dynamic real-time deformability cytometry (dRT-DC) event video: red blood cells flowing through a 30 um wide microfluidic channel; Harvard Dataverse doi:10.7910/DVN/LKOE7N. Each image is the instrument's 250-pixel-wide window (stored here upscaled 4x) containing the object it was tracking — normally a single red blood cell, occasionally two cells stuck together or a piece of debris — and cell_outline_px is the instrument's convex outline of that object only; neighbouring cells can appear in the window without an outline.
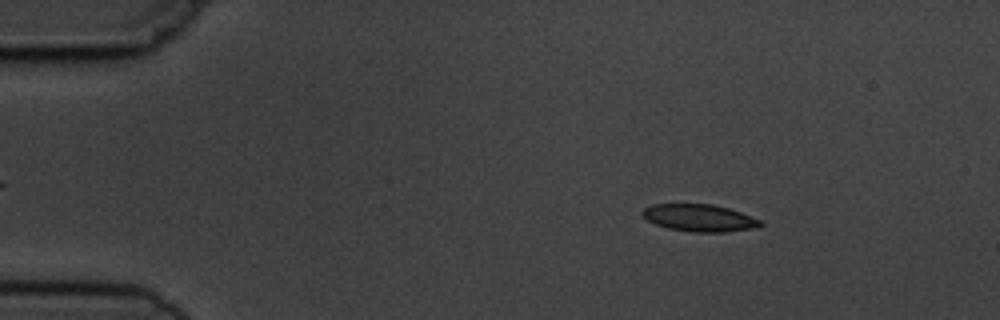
{"species": "common noctule bat (a hibernating species)", "species_latin": "Nyctalus noctula", "temperature_condition": "cold", "stored_images_in_passage": 3, "camera_frame_rate_fps": 3000, "um_per_image_px": 0.085, "animal": {"sex": "male", "body_mass_g": 19.5, "forearm_length_mm": 54.6}, "frame": {"image": 1, "passage_image": 1, "time_ms": 0.0, "image_size_px": [1000, 320], "cell_outline_px": [[764, 224], [760, 228], [724, 232], [692, 232], [668, 228], [656, 224], [648, 220], [640, 212], [644, 208], [652, 204], [712, 204], [728, 208], [740, 212], [760, 220]], "centroid_in_image_um": [59.48, 18.53], "position_along_channel_um": 25.5, "area_um2": 18.73}}